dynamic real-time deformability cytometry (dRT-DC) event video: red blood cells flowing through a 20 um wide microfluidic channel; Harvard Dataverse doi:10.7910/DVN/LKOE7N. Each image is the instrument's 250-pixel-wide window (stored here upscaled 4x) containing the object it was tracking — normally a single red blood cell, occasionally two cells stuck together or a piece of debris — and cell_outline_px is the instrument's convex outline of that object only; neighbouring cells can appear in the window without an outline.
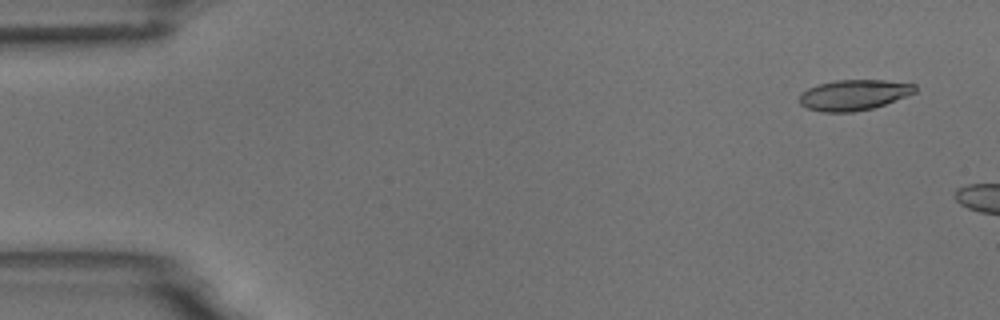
{"species": "common noctule bat (a hibernating species)", "species_latin": "Nyctalus noctula", "temperature_condition": "room temperature", "stored_images_in_passage": 3, "camera_frame_rate_fps": 3000, "um_per_image_px": 0.085, "animal": {"sex": "male", "body_mass_g": 18.8}, "frame": {"image": 1, "passage_image": 1, "time_ms": 0.0, "image_size_px": [1000, 320], "cell_outline_px": [[916, 92], [884, 104], [872, 108], [852, 112], [820, 112], [808, 108], [800, 104], [800, 96], [808, 88], [820, 84], [836, 80], [884, 80], [916, 84]], "centroid_in_image_um": [72.58, 8.07], "position_along_channel_um": 12.4, "area_um2": 20.35}}